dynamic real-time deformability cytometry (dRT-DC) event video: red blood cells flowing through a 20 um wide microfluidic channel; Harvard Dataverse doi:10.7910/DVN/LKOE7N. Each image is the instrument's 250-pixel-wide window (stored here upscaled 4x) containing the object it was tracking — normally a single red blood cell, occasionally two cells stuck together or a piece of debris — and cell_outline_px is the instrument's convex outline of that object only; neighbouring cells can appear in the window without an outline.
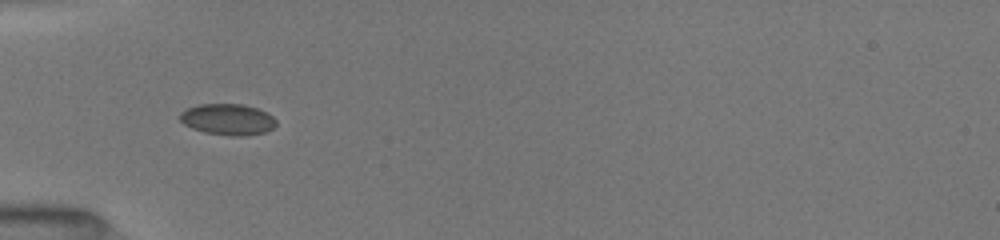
{"species": "common noctule bat (a hibernating species)", "species_latin": "Nyctalus noctula", "temperature_condition": "room temperature", "stored_images_in_passage": 20, "camera_frame_rate_fps": 3000, "um_per_image_px": 0.085, "animal": {"sex": "female", "body_mass_g": 19.5, "forearm_length_mm": 54.1}, "frame": {"image": 1, "passage_image": 4, "time_ms": 1.0, "image_size_px": [1000, 240], "cell_outline_px": [[276, 124], [272, 128], [264, 132], [244, 136], [232, 136], [204, 132], [192, 128], [184, 124], [180, 120], [180, 112], [188, 108], [200, 104], [240, 104], [256, 108], [272, 116], [276, 120]], "centroid_in_image_um": [19.34, 10.15], "position_along_channel_um": 65.7, "area_um2": 17.28}}